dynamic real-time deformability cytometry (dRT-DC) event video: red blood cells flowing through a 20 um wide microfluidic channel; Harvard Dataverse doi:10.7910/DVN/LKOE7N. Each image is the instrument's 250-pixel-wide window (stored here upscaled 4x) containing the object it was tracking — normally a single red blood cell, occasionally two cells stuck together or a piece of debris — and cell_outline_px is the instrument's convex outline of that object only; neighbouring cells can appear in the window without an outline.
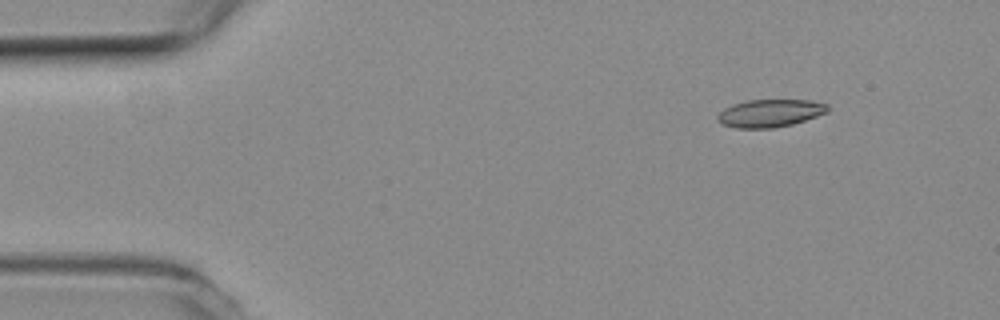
{"species": "common noctule bat (a hibernating species)", "species_latin": "Nyctalus noctula", "temperature_condition": "room temperature", "stored_images_in_passage": 47, "camera_frame_rate_fps": 3000, "um_per_image_px": 0.085, "animal": {"sex": "female", "body_mass_g": 19.3, "forearm_length_mm": 54.1}, "frame": {"image": 1, "passage_image": 1, "time_ms": 0.0, "image_size_px": [1000, 320], "cell_outline_px": [[828, 112], [792, 124], [772, 128], [736, 128], [724, 124], [716, 120], [716, 116], [724, 108], [732, 104], [748, 100], [808, 100], [828, 104]], "centroid_in_image_um": [65.42, 9.61], "position_along_channel_um": 19.6, "area_um2": 17.69}}
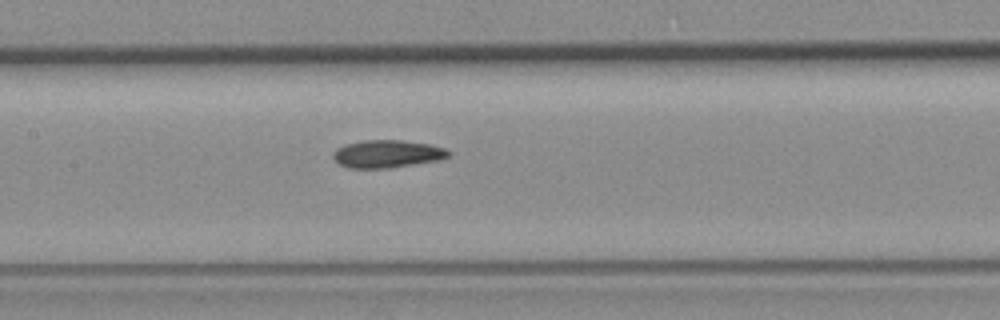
{"frame": {"image": 2, "passage_image": 20, "time_ms": 6.333, "image_size_px": [1000, 320], "cell_outline_px": [[452, 152], [448, 156], [440, 160], [392, 168], [348, 168], [340, 164], [332, 156], [336, 148], [344, 144], [364, 140], [400, 140], [428, 144], [444, 148]], "centroid_in_image_um": [32.91, 13.08], "position_along_channel_um": 174.5, "area_um2": 18.67}}
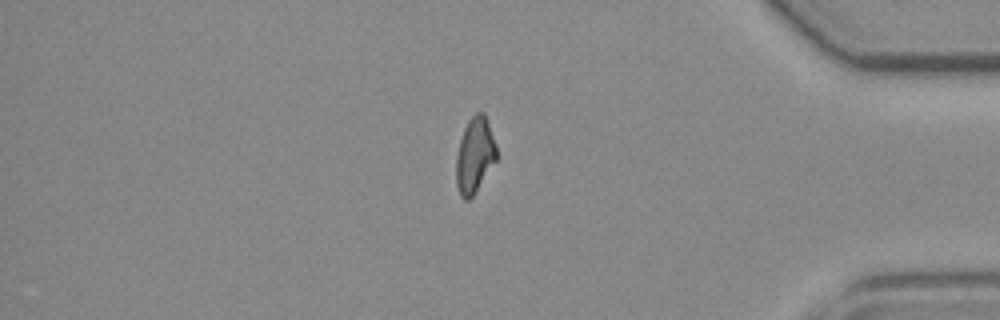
{"frame": {"image": 3, "passage_image": 40, "time_ms": 13.0, "image_size_px": [1000, 320], "cell_outline_px": [[496, 160], [472, 196], [468, 200], [464, 200], [460, 196], [456, 184], [456, 156], [460, 140], [464, 128], [468, 120], [476, 112], [484, 112], [496, 144]], "centroid_in_image_um": [40.33, 13.18], "position_along_channel_um": 394.9, "area_um2": 17.57}, "authors_computed_cell_mechanics": {"area_um2": 18.0336, "velocity_mm_per_s": 3.8094, "shape_relaxation_time_tau1_ms": 8.725, "shape_relaxation_time_tau2_ms": 7.6767, "deformation_change_tau1": 0.202, "deformation_change_tau2": 0.1746}}